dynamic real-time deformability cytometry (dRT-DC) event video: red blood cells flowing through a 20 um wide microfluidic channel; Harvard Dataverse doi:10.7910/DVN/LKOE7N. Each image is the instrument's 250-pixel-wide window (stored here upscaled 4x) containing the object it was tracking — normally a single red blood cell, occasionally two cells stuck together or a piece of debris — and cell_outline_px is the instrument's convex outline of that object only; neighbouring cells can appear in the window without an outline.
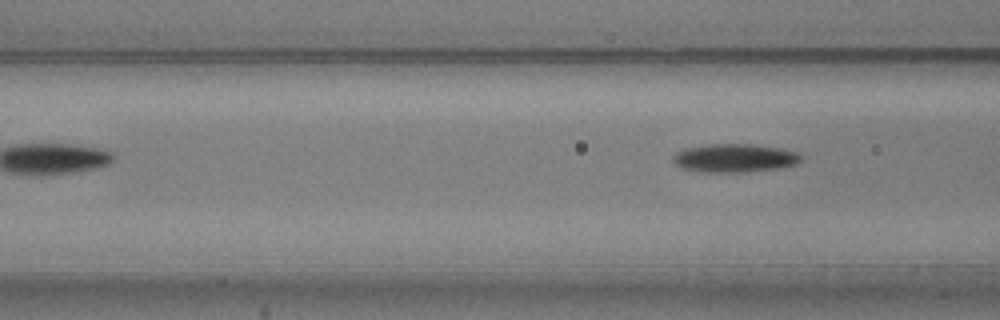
{"species": "common noctule bat (a hibernating species)", "species_latin": "Nyctalus noctula", "temperature_condition": "warm", "stored_images_in_passage": 3, "camera_frame_rate_fps": 3000, "um_per_image_px": 0.085, "animal": {"sex": "male", "body_mass_g": 20.5, "forearm_length_mm": 52.5}, "frame": {"image": 1, "passage_image": 3, "time_ms": 0.667, "image_size_px": [1000, 320], "cell_outline_px": [[804, 160], [796, 164], [776, 168], [744, 172], [704, 172], [680, 168], [672, 160], [672, 156], [676, 152], [684, 148], [708, 144], [752, 144], [780, 148], [800, 152], [804, 156]], "centroid_in_image_um": [62.46, 13.42], "position_along_channel_um": 104.1, "area_um2": 21.44}}